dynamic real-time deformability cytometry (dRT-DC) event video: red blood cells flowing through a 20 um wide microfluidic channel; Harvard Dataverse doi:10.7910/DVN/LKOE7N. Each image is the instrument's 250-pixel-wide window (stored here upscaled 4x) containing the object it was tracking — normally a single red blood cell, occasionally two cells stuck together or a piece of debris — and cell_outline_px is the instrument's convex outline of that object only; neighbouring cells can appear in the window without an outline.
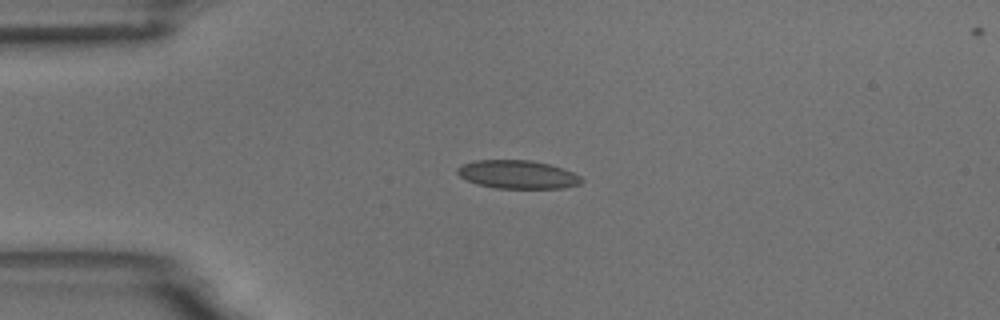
{"species": "common noctule bat (a hibernating species)", "species_latin": "Nyctalus noctula", "temperature_condition": "room temperature", "stored_images_in_passage": 4, "camera_frame_rate_fps": 3000, "um_per_image_px": 0.085, "animal": {"sex": "male", "body_mass_g": 18.8}, "frame": {"image": 1, "passage_image": 3, "time_ms": 2.333, "image_size_px": [1000, 320], "cell_outline_px": [[584, 180], [580, 184], [564, 188], [496, 188], [480, 184], [468, 180], [460, 176], [456, 172], [456, 168], [464, 164], [476, 160], [528, 160], [548, 164], [572, 172], [580, 176]], "centroid_in_image_um": [44.01, 14.83], "position_along_channel_um": 41.0, "area_um2": 20.23}}